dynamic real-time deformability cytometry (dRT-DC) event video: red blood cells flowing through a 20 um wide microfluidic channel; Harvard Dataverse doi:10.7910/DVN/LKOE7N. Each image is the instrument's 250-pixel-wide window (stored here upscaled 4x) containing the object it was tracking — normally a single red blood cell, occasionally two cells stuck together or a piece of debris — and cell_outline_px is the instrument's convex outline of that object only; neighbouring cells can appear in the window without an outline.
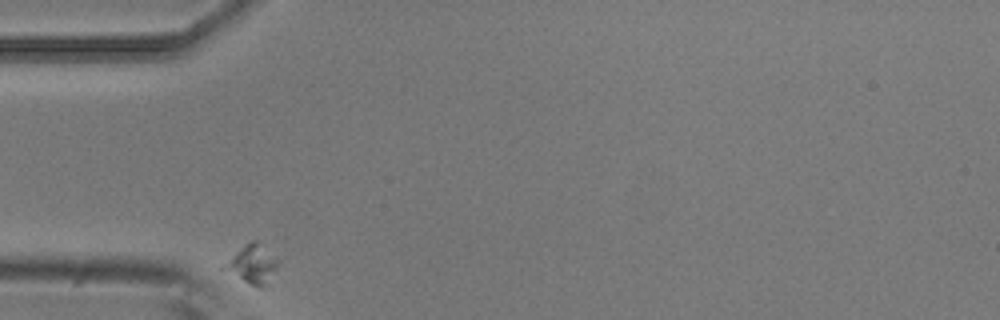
{"species": "common noctule bat (a hibernating species)", "species_latin": "Nyctalus noctula", "temperature_condition": "room temperature", "stored_images_in_passage": 5, "camera_frame_rate_fps": 3000, "um_per_image_px": 0.085, "animal": {"sex": "male", "body_mass_g": 20.5, "forearm_length_mm": 52.5}, "frame": {"image": 1, "passage_image": 1, "time_ms": 0.0, "image_size_px": [1000, 320], "cell_outline_px": [[280, 260], [276, 268], [264, 284], [260, 288], [220, 268], [252, 240], [256, 240], [276, 256]], "centroid_in_image_um": [21.49, 22.44], "position_along_channel_um": 63.5, "area_um2": 11.21}}
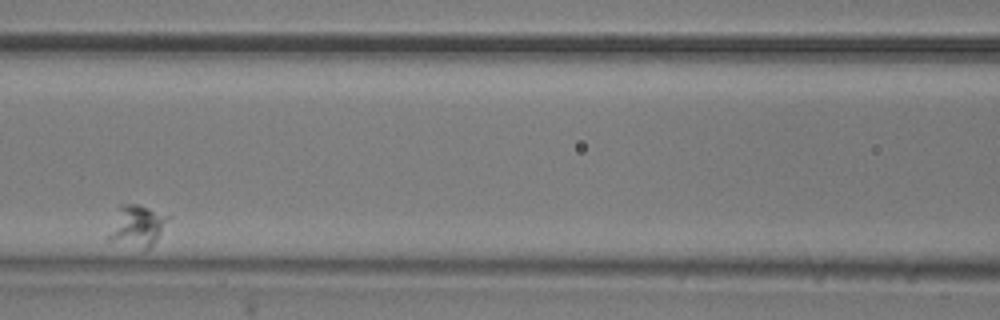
{"frame": {"image": 2, "passage_image": 3, "time_ms": 0.667, "image_size_px": [1000, 320], "cell_outline_px": [[172, 216], [152, 244], [148, 248], [144, 248], [108, 240], [108, 236], [120, 204], [136, 204]], "centroid_in_image_um": [11.68, 19.17], "position_along_channel_um": 154.9, "area_um2": 13.7}}
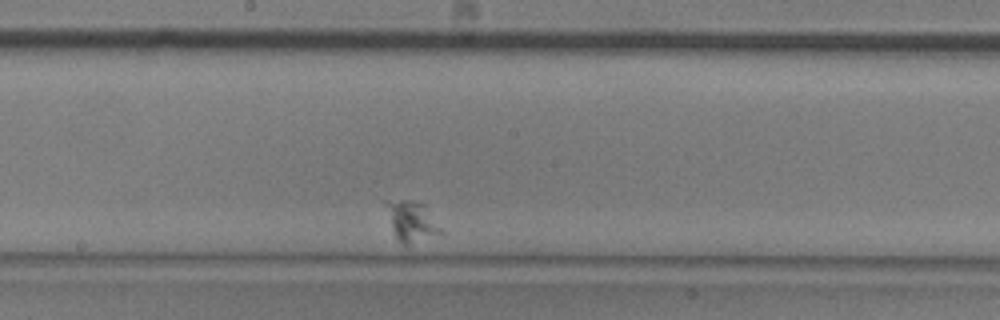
{"frame": {"image": 3, "passage_image": 5, "time_ms": 1.333, "image_size_px": [1000, 320], "cell_outline_px": [[444, 236], [408, 244], [404, 244], [396, 236], [384, 204], [384, 200], [408, 200], [424, 204], [444, 232]], "centroid_in_image_um": [35.04, 18.82], "position_along_channel_um": 213.2, "area_um2": 12.89}}